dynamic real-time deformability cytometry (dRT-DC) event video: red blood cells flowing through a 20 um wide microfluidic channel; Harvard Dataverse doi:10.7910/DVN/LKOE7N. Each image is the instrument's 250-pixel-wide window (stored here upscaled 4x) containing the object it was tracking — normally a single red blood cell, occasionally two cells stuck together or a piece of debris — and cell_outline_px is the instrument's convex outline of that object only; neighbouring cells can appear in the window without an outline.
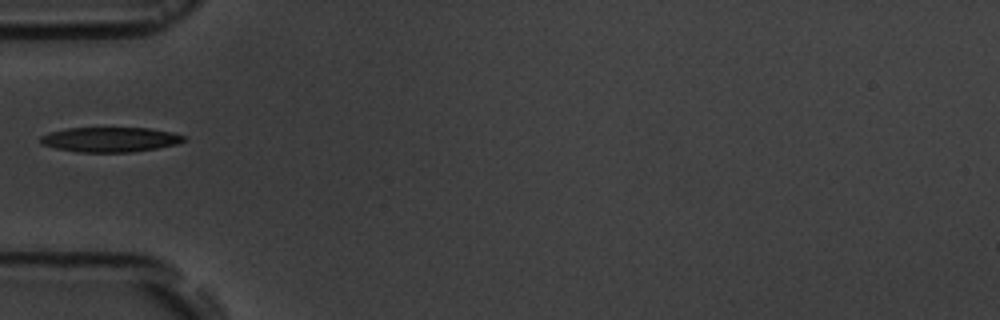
{"species": "common noctule bat (a hibernating species)", "species_latin": "Nyctalus noctula", "temperature_condition": "room temperature", "stored_images_in_passage": 5, "camera_frame_rate_fps": 3000, "um_per_image_px": 0.085, "animal": {"sex": "male", "body_mass_g": 19.5, "forearm_length_mm": 54.6}, "frame": {"image": 1, "passage_image": 5, "time_ms": 6.0, "image_size_px": [1000, 320], "cell_outline_px": [[188, 140], [176, 144], [156, 148], [132, 152], [76, 152], [56, 148], [40, 144], [40, 136], [48, 132], [68, 128], [148, 128], [172, 132], [184, 136]], "centroid_in_image_um": [9.34, 11.86], "position_along_channel_um": 75.7, "area_um2": 20.81}}